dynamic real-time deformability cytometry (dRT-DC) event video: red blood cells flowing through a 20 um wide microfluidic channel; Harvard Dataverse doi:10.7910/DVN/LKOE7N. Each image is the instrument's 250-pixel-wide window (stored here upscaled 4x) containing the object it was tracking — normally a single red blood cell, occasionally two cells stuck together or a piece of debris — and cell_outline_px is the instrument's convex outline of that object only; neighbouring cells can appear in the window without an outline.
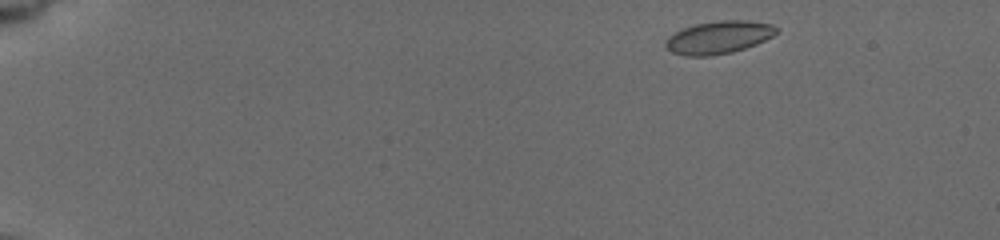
{"species": "common noctule bat (a hibernating species)", "species_latin": "Nyctalus noctula", "temperature_condition": "cold", "stored_images_in_passage": 46, "camera_frame_rate_fps": 3000, "um_per_image_px": 0.085, "animal": {"sex": "female", "body_mass_g": 19.5, "forearm_length_mm": 54.1}, "frame": {"image": 1, "passage_image": 2, "time_ms": 0.333, "image_size_px": [1000, 240], "cell_outline_px": [[776, 32], [772, 36], [756, 44], [732, 52], [708, 56], [684, 56], [672, 52], [664, 44], [668, 36], [684, 28], [696, 24], [720, 20], [748, 20], [772, 24], [776, 28]], "centroid_in_image_um": [61.07, 3.17], "position_along_channel_um": 23.9, "area_um2": 20.92}}
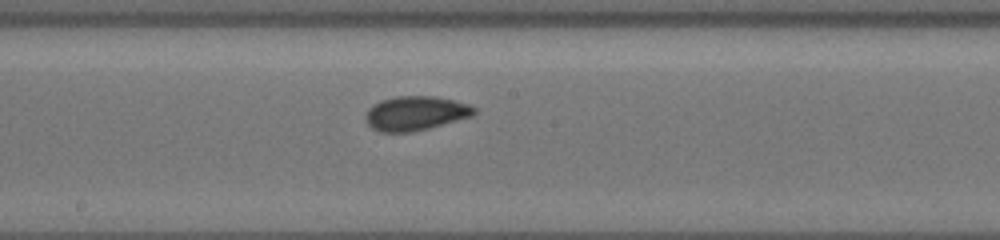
{"frame": {"image": 2, "passage_image": 20, "time_ms": 8.667, "image_size_px": [1000, 240], "cell_outline_px": [[476, 112], [472, 116], [428, 128], [412, 132], [380, 132], [372, 128], [368, 124], [364, 116], [368, 108], [372, 104], [380, 100], [396, 96], [436, 96], [456, 100], [468, 104], [476, 108]], "centroid_in_image_um": [35.3, 9.62], "position_along_channel_um": 212.9, "area_um2": 21.85}}
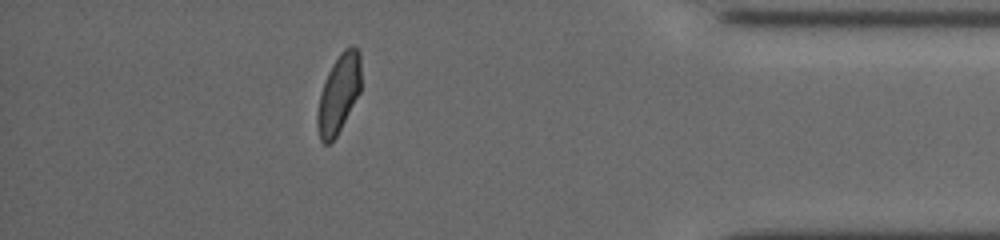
{"frame": {"image": 3, "passage_image": 39, "time_ms": 14.667, "image_size_px": [1000, 240], "cell_outline_px": [[360, 92], [336, 136], [328, 144], [324, 144], [320, 140], [316, 124], [316, 116], [320, 96], [328, 72], [332, 64], [340, 52], [344, 48], [352, 44], [360, 52]], "centroid_in_image_um": [28.78, 7.95], "position_along_channel_um": 406.4, "area_um2": 19.83}, "authors_computed_cell_mechanics": {"area_um2": 20.7213, "velocity_mm_per_s": 3.7305, "shape_relaxation_time_tau1_ms": 2.7745, "shape_relaxation_time_tau2_ms": 1.5282, "deformation_change_tau1": 0.0984, "deformation_change_tau2": 0.0319}}